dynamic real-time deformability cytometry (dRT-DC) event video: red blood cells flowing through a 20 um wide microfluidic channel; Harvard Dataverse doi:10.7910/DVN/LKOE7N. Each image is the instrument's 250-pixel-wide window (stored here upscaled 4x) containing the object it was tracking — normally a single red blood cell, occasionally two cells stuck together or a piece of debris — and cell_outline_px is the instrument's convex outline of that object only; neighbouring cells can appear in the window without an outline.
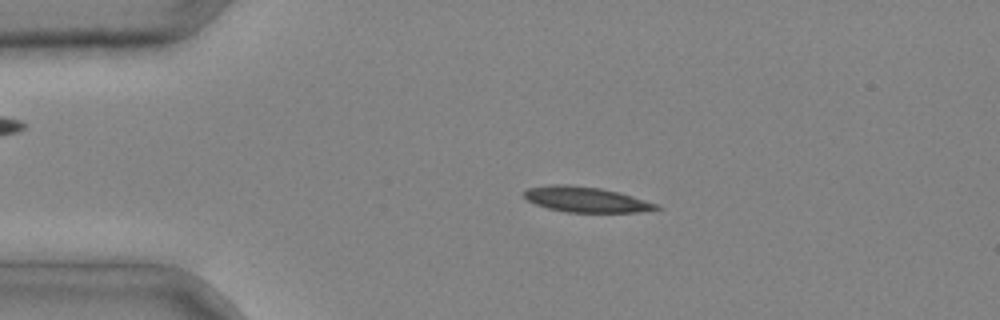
{"species": "common noctule bat (a hibernating species)", "species_latin": "Nyctalus noctula", "temperature_condition": "cold", "stored_images_in_passage": 3, "camera_frame_rate_fps": 3000, "um_per_image_px": 0.085, "animal": {"sex": "male", "body_mass_g": 20.4}, "frame": {"image": 1, "passage_image": 2, "time_ms": 0.333, "image_size_px": [1000, 320], "cell_outline_px": [[664, 208], [640, 212], [564, 212], [548, 208], [536, 204], [528, 200], [524, 196], [524, 192], [528, 188], [552, 184], [568, 184], [600, 188], [620, 192], [660, 204]], "centroid_in_image_um": [49.87, 16.96], "position_along_channel_um": 35.1, "area_um2": 19.71}}